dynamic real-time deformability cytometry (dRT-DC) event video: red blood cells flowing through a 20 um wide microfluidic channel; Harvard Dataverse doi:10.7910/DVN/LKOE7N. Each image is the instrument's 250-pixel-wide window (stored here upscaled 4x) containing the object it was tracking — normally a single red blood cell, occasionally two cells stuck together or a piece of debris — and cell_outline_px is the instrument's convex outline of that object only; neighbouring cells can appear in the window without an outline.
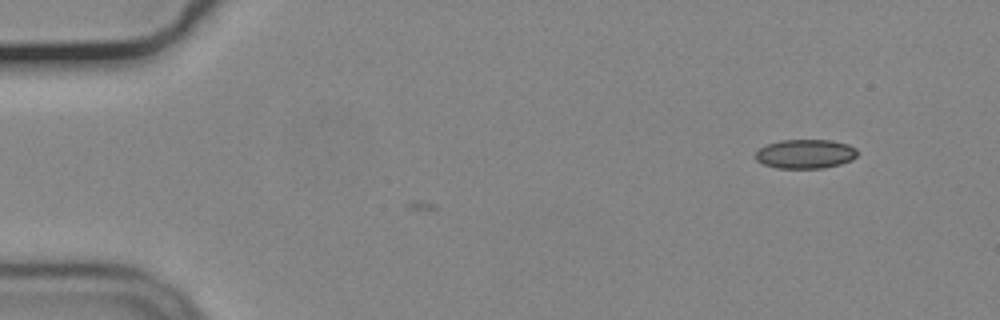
{"species": "common noctule bat (a hibernating species)", "species_latin": "Nyctalus noctula", "temperature_condition": "cold", "stored_images_in_passage": 6, "camera_frame_rate_fps": 3000, "um_per_image_px": 0.085, "animal": {"sex": "male", "body_mass_g": 19.2, "forearm_length_mm": 51.8}, "frame": {"image": 1, "passage_image": 6, "time_ms": 1.667, "image_size_px": [1000, 320], "cell_outline_px": [[856, 156], [852, 160], [840, 164], [824, 168], [776, 168], [764, 164], [756, 160], [756, 152], [760, 148], [768, 144], [780, 140], [832, 140], [848, 144], [856, 148]], "centroid_in_image_um": [68.47, 13.08], "position_along_channel_um": 16.5, "area_um2": 17.28}}